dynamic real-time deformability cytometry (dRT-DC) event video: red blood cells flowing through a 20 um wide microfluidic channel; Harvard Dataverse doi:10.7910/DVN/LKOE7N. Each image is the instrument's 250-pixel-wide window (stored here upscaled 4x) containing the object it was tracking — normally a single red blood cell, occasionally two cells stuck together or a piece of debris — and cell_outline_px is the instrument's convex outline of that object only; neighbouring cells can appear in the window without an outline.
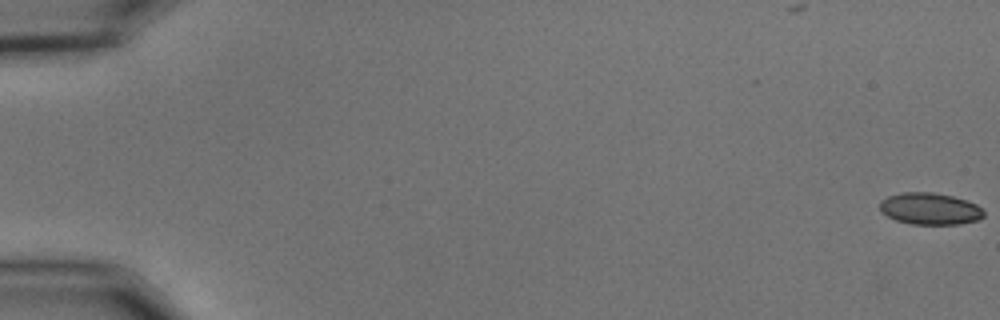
{"species": "common noctule bat (a hibernating species)", "species_latin": "Nyctalus noctula", "temperature_condition": "cold", "stored_images_in_passage": 3, "camera_frame_rate_fps": 3000, "um_per_image_px": 0.085, "animal": {"sex": "male", "body_mass_g": 15.6}, "frame": {"image": 1, "passage_image": 1, "time_ms": 0.0, "image_size_px": [1000, 320], "cell_outline_px": [[984, 216], [980, 220], [960, 224], [912, 224], [896, 220], [880, 212], [880, 200], [888, 196], [900, 192], [932, 192], [952, 196], [976, 204], [984, 212]], "centroid_in_image_um": [79.03, 17.74], "position_along_channel_um": 6.0, "area_um2": 19.31}}